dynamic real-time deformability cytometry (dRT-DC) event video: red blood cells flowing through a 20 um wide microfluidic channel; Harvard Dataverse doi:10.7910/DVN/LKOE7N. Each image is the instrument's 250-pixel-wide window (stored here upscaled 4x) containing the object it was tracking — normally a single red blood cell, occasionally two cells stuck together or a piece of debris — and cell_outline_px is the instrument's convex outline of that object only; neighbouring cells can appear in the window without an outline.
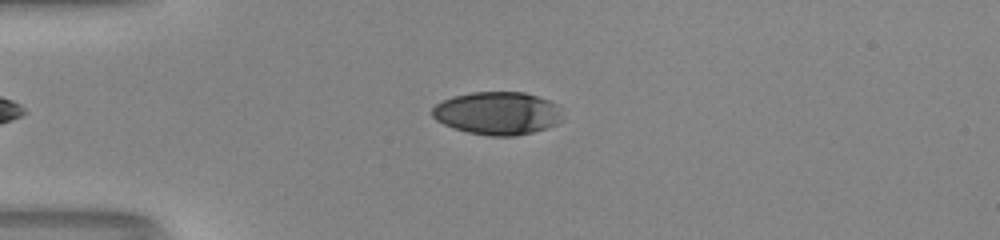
{"species": "human", "species_latin": "Homo sapiens", "temperature_condition": "room temperature", "stored_images_in_passage": 35, "camera_frame_rate_fps": 3000, "um_per_image_px": 0.085, "donor": {"sex": "male"}, "frame": {"image": 1, "passage_image": 2, "time_ms": 0.333, "image_size_px": [1000, 240], "cell_outline_px": [[564, 120], [556, 124], [532, 132], [516, 136], [488, 136], [468, 132], [452, 128], [436, 120], [432, 116], [432, 108], [436, 104], [452, 96], [472, 92], [524, 92], [548, 100], [556, 104], [560, 108]], "centroid_in_image_um": [42.28, 9.63], "position_along_channel_um": 42.7, "area_um2": 32.71}}
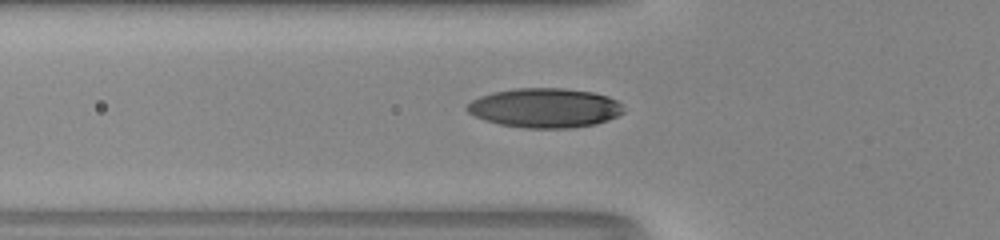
{"frame": {"image": 2, "passage_image": 7, "time_ms": 2.0, "image_size_px": [1000, 240], "cell_outline_px": [[624, 112], [608, 120], [596, 124], [572, 128], [524, 128], [500, 124], [476, 116], [468, 112], [464, 108], [472, 100], [480, 96], [492, 92], [516, 88], [564, 88], [592, 92], [608, 96], [616, 100], [624, 108]], "centroid_in_image_um": [46.32, 9.17], "position_along_channel_um": 79.5, "area_um2": 35.95}}
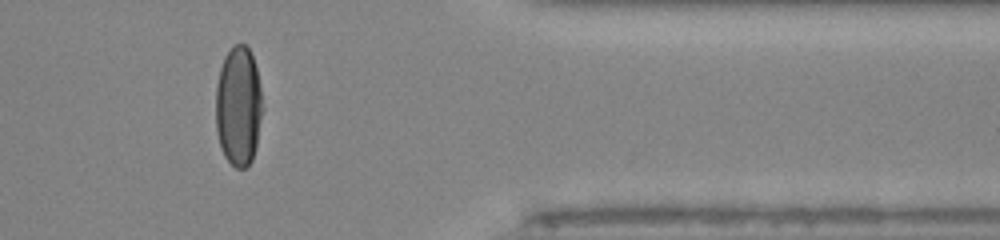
{"frame": {"image": 3, "passage_image": 31, "time_ms": 10.0, "image_size_px": [1000, 240], "cell_outline_px": [[264, 108], [256, 148], [252, 160], [244, 168], [236, 168], [224, 156], [220, 144], [216, 128], [216, 84], [220, 68], [224, 56], [232, 44], [244, 44], [248, 48], [252, 56], [256, 68]], "centroid_in_image_um": [20.28, 9.02], "position_along_channel_um": 391.1, "area_um2": 32.95}, "authors_computed_cell_mechanics": {"area_um2": 35.258, "velocity_mm_per_s": 4.1164, "shape_relaxation_time_tau1_ms": 4.698, "shape_relaxation_time_tau2_ms": 0.6202, "deformation_change_tau1": 0.2175, "deformation_change_tau2": 0.0428}}